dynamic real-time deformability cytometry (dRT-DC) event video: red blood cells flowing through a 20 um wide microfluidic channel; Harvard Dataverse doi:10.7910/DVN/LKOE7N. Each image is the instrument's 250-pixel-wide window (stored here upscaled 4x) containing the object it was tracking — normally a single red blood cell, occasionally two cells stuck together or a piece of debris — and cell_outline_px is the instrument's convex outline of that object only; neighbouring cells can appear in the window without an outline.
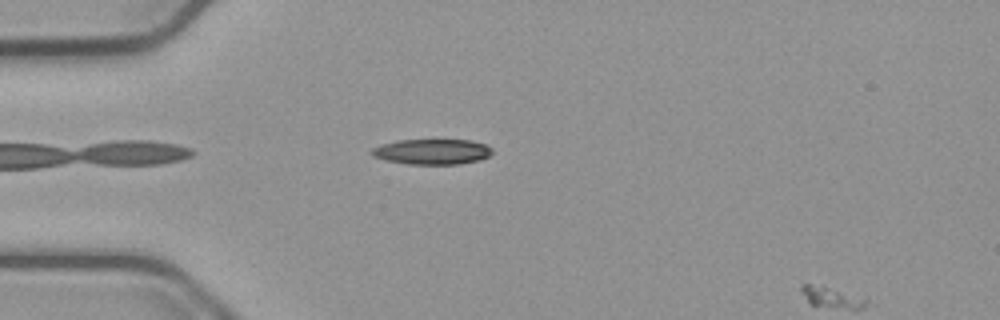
{"species": "common noctule bat (a hibernating species)", "species_latin": "Nyctalus noctula", "temperature_condition": "cold", "stored_images_in_passage": 5, "camera_frame_rate_fps": 3000, "um_per_image_px": 0.085, "animal": {"sex": "male", "body_mass_g": 23.1, "forearm_length_mm": 52.7}, "frame": {"image": 1, "passage_image": 4, "time_ms": 1.0, "image_size_px": [1000, 320], "cell_outline_px": [[492, 152], [488, 156], [480, 160], [460, 164], [408, 164], [388, 160], [372, 156], [368, 152], [372, 148], [384, 144], [400, 140], [472, 140], [484, 144], [492, 148]], "centroid_in_image_um": [36.74, 12.89], "position_along_channel_um": 48.3, "area_um2": 17.74}}